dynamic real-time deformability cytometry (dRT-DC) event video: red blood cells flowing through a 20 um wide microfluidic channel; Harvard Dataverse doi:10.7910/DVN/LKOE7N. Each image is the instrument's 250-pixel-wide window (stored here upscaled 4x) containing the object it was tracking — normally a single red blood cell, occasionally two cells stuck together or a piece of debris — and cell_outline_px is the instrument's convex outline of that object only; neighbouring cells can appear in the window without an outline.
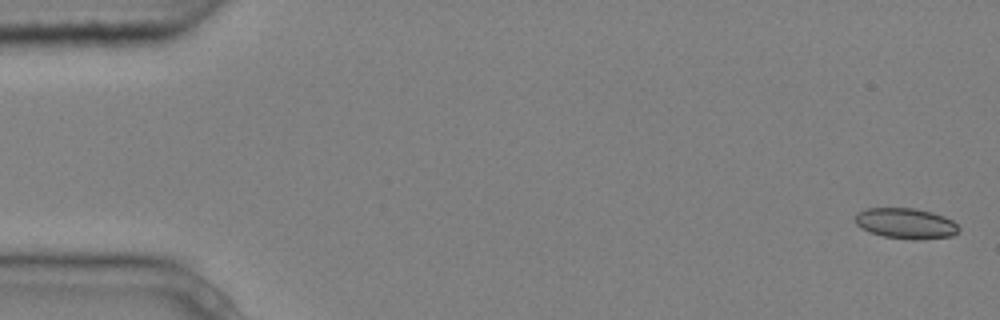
{"species": "common noctule bat (a hibernating species)", "species_latin": "Nyctalus noctula", "temperature_condition": "cold", "stored_images_in_passage": 5, "camera_frame_rate_fps": 3000, "um_per_image_px": 0.085, "animal": {"sex": "male", "body_mass_g": 20.4}, "frame": {"image": 1, "passage_image": 1, "time_ms": 0.0, "image_size_px": [1000, 320], "cell_outline_px": [[960, 228], [952, 236], [884, 236], [872, 232], [856, 224], [856, 212], [868, 208], [916, 208], [932, 212], [944, 216], [952, 220]], "centroid_in_image_um": [76.96, 18.91], "position_along_channel_um": 8.0, "area_um2": 17.28}}
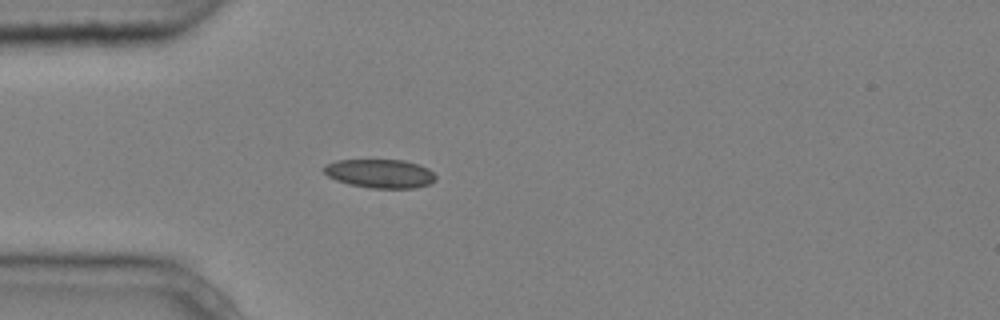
{"frame": {"image": 2, "passage_image": 5, "time_ms": 1.333, "image_size_px": [1000, 320], "cell_outline_px": [[436, 180], [428, 184], [416, 188], [372, 188], [348, 184], [336, 180], [328, 176], [324, 172], [324, 164], [336, 160], [404, 160], [420, 164], [428, 168], [436, 176]], "centroid_in_image_um": [32.31, 14.75], "position_along_channel_um": 52.7, "area_um2": 18.84}}